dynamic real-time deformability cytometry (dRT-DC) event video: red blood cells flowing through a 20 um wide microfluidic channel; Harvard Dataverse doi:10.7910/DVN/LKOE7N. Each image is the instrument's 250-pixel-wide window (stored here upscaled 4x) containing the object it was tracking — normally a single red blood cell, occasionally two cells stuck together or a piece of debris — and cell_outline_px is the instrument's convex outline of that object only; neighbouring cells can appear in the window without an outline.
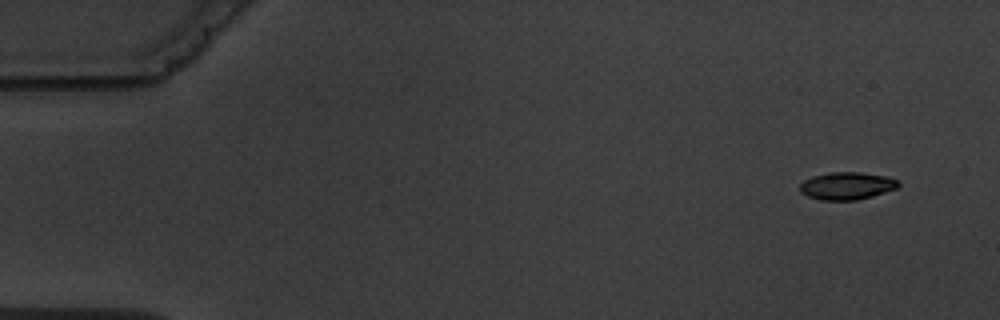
{"species": "common noctule bat (a hibernating species)", "species_latin": "Nyctalus noctula", "temperature_condition": "warm", "stored_images_in_passage": 6, "camera_frame_rate_fps": 3000, "um_per_image_px": 0.085, "animal": {"sex": "male", "body_mass_g": 19.5, "forearm_length_mm": 54.6}, "frame": {"image": 1, "passage_image": 1, "time_ms": 0.0, "image_size_px": [1000, 320], "cell_outline_px": [[900, 184], [896, 188], [872, 196], [856, 200], [820, 200], [808, 196], [800, 192], [800, 184], [804, 180], [812, 176], [832, 172], [860, 172], [884, 176], [896, 180]], "centroid_in_image_um": [71.94, 15.8], "position_along_channel_um": 13.1, "area_um2": 15.61}}
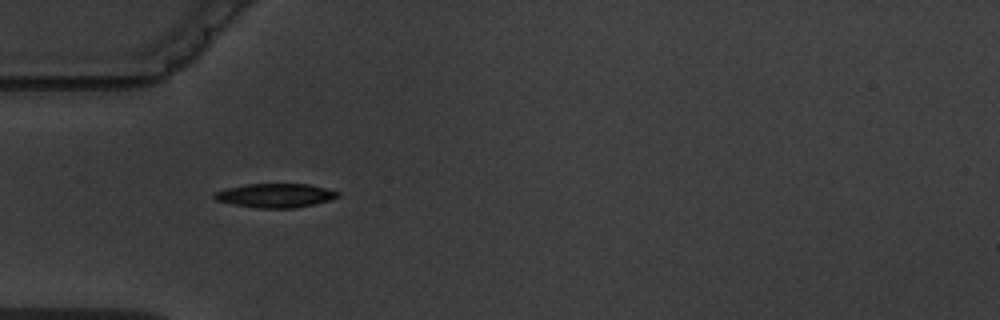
{"frame": {"image": 2, "passage_image": 5, "time_ms": 4.667, "image_size_px": [1000, 320], "cell_outline_px": [[340, 196], [328, 200], [296, 208], [256, 208], [232, 204], [216, 200], [212, 196], [212, 192], [228, 188], [248, 184], [308, 184], [340, 192]], "centroid_in_image_um": [23.36, 16.62], "position_along_channel_um": 61.6, "area_um2": 17.17}}
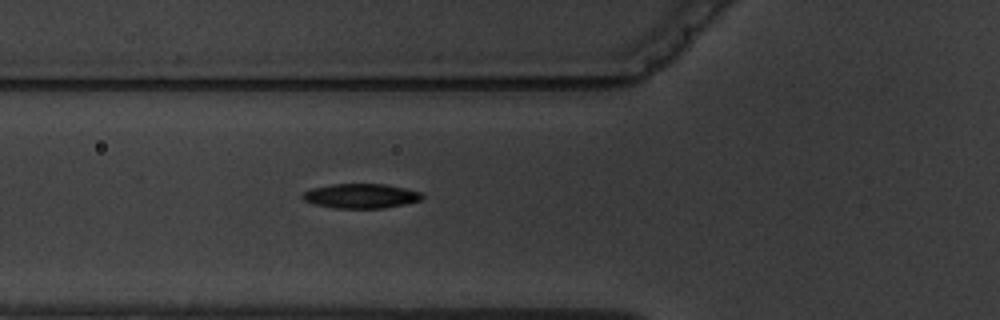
{"frame": {"image": 3, "passage_image": 6, "time_ms": 5.667, "image_size_px": [1000, 320], "cell_outline_px": [[424, 196], [420, 200], [404, 204], [384, 208], [332, 208], [312, 204], [304, 200], [300, 196], [304, 192], [312, 188], [332, 184], [384, 184], [404, 188], [420, 192]], "centroid_in_image_um": [30.63, 16.66], "position_along_channel_um": 95.2, "area_um2": 17.11}}